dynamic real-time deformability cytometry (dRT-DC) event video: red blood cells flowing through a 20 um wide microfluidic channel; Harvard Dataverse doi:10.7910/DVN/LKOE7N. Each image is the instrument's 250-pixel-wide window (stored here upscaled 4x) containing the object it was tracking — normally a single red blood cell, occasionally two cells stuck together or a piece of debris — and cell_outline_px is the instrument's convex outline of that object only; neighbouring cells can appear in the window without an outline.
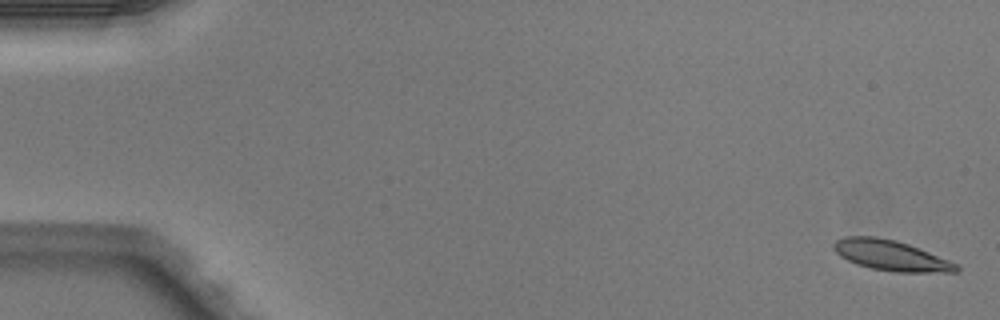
{"species": "Egyptian fruit bat (a non-hibernating species)", "species_latin": "Rousettus aegyptiacus", "temperature_condition": "warm", "stored_images_in_passage": 6, "camera_frame_rate_fps": 3000, "um_per_image_px": 0.085, "animal": {"sex": "male"}, "frame": {"image": 1, "passage_image": 1, "time_ms": 0.0, "image_size_px": [1000, 320], "cell_outline_px": [[960, 268], [956, 272], [896, 272], [872, 268], [856, 264], [840, 256], [832, 248], [832, 244], [836, 240], [844, 236], [876, 236], [896, 240], [908, 244], [960, 264]], "centroid_in_image_um": [75.73, 21.7], "position_along_channel_um": 9.3, "area_um2": 21.79}}
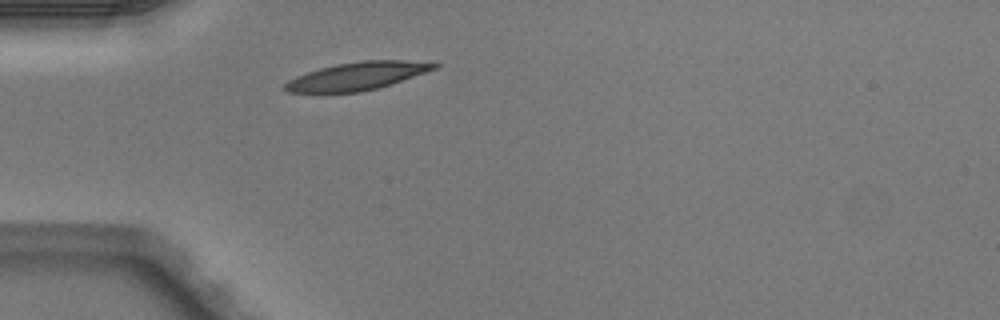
{"frame": {"image": 2, "passage_image": 6, "time_ms": 1.667, "image_size_px": [1000, 320], "cell_outline_px": [[440, 64], [436, 68], [376, 88], [360, 92], [288, 92], [280, 88], [288, 80], [296, 76], [320, 68], [336, 64], [364, 60], [400, 60]], "centroid_in_image_um": [30.25, 6.47], "position_along_channel_um": 54.7, "area_um2": 23.64}}